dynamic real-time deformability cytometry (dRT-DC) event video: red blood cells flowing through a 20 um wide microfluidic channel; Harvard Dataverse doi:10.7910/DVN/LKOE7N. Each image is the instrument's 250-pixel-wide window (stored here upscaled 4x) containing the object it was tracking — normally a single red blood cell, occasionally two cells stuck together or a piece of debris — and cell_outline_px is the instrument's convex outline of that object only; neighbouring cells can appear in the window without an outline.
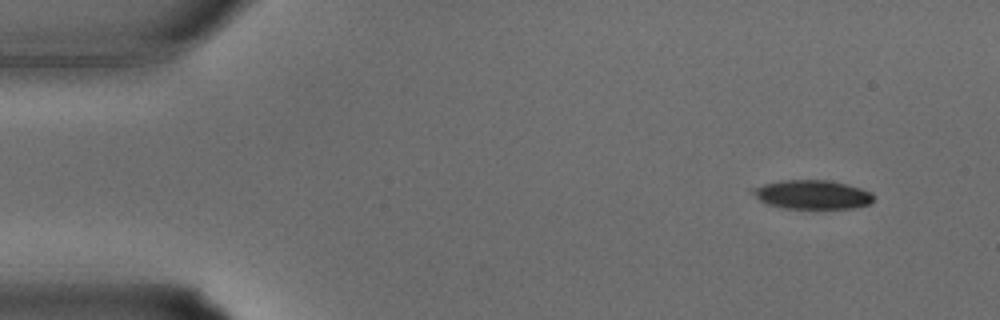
{"species": "common noctule bat (a hibernating species)", "species_latin": "Nyctalus noctula", "temperature_condition": "warm", "stored_images_in_passage": 27, "camera_frame_rate_fps": 3000, "um_per_image_px": 0.085, "animal": {"sex": "male", "body_mass_g": 15.6}, "frame": {"image": 1, "passage_image": 1, "time_ms": 0.0, "image_size_px": [1000, 320], "cell_outline_px": [[872, 204], [852, 208], [784, 208], [768, 204], [760, 200], [748, 188], [780, 180], [828, 180], [848, 184], [872, 192]], "centroid_in_image_um": [69.03, 16.53], "position_along_channel_um": 16.0, "area_um2": 20.4}}
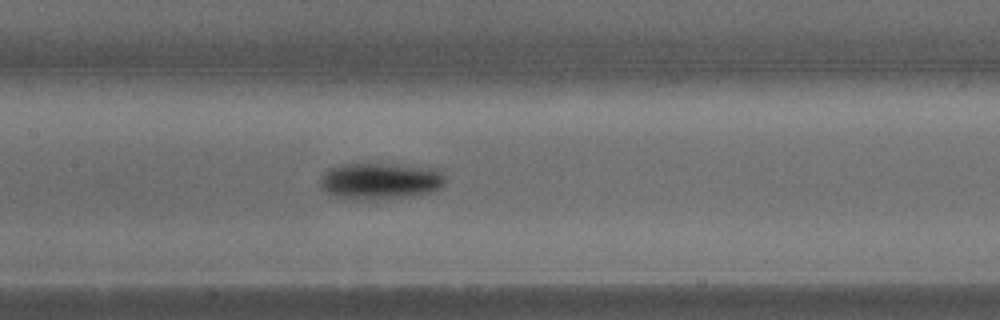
{"frame": {"image": 2, "passage_image": 14, "time_ms": 4.333, "image_size_px": [1000, 320], "cell_outline_px": [[444, 184], [440, 188], [432, 192], [404, 196], [368, 200], [344, 200], [328, 196], [320, 188], [320, 176], [328, 168], [348, 164], [396, 164], [436, 168], [444, 176]], "centroid_in_image_um": [32.23, 15.4], "position_along_channel_um": 175.2, "area_um2": 27.05}}
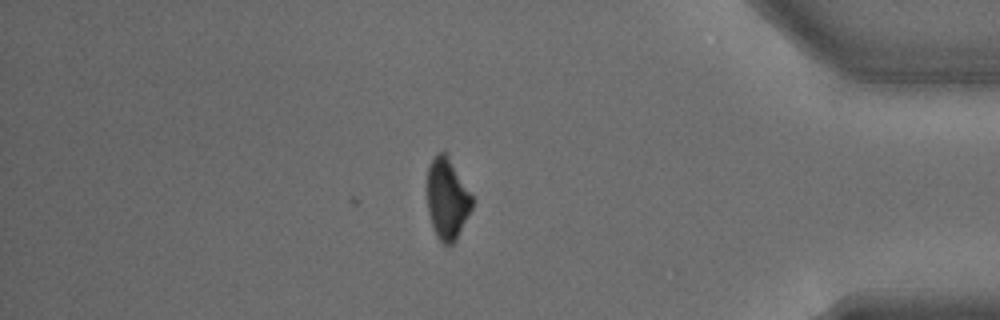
{"frame": {"image": 3, "passage_image": 27, "time_ms": 8.667, "image_size_px": [1000, 320], "cell_outline_px": [[472, 208], [456, 240], [452, 244], [444, 244], [436, 236], [432, 228], [428, 212], [428, 168], [432, 160], [440, 152], [444, 152], [472, 196]], "centroid_in_image_um": [38.0, 16.98], "position_along_channel_um": 397.2, "area_um2": 20.58}}